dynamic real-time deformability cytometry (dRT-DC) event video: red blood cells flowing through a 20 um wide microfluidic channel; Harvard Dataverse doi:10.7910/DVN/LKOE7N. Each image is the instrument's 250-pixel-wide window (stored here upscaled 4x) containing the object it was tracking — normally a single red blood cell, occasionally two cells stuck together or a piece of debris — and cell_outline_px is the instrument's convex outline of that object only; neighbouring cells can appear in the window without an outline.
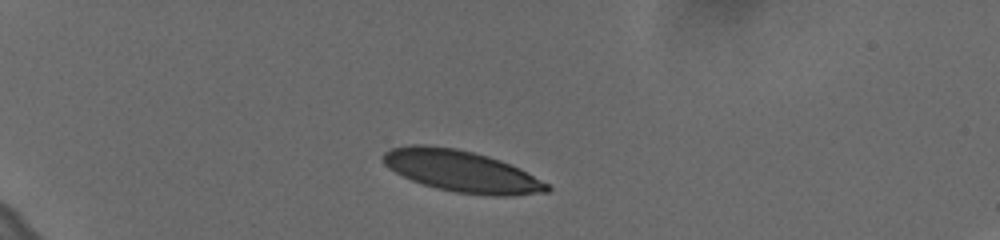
{"species": "human", "species_latin": "Homo sapiens", "temperature_condition": "cold", "stored_images_in_passage": 7, "camera_frame_rate_fps": 3000, "um_per_image_px": 0.085, "donor": {"sex": "female"}, "frame": {"image": 1, "passage_image": 1, "time_ms": 0.0, "image_size_px": [1000, 240], "cell_outline_px": [[552, 188], [548, 192], [512, 196], [496, 196], [456, 192], [436, 188], [412, 180], [388, 168], [384, 164], [380, 156], [384, 152], [392, 148], [412, 144], [424, 144], [456, 148], [488, 156], [500, 160], [520, 168], [548, 184]], "centroid_in_image_um": [39.22, 14.54], "position_along_channel_um": 45.8, "area_um2": 39.65}}
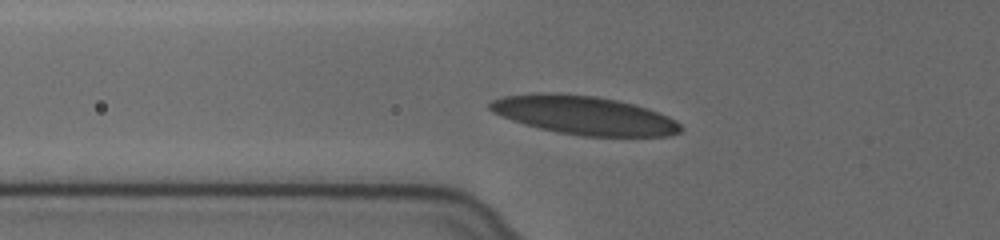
{"frame": {"image": 2, "passage_image": 6, "time_ms": 1.667, "image_size_px": [1000, 240], "cell_outline_px": [[684, 128], [680, 132], [668, 136], [584, 136], [560, 132], [540, 128], [524, 124], [500, 116], [492, 112], [488, 108], [488, 104], [492, 100], [504, 96], [536, 92], [560, 92], [596, 96], [636, 104], [648, 108], [668, 116], [676, 120]], "centroid_in_image_um": [49.64, 9.78], "position_along_channel_um": 76.2, "area_um2": 43.23}}